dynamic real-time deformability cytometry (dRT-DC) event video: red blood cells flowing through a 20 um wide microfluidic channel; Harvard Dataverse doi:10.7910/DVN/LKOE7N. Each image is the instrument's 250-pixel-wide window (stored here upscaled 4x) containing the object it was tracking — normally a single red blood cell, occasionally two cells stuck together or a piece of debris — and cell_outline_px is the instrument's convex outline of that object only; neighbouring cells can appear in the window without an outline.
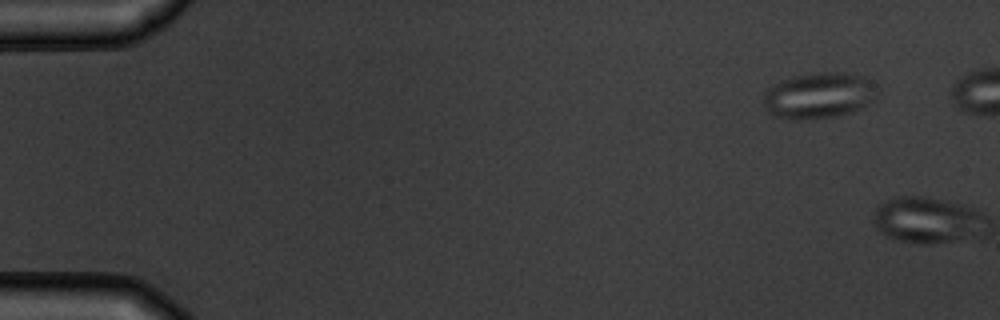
{"species": "common noctule bat (a hibernating species)", "species_latin": "Nyctalus noctula", "temperature_condition": "warm", "stored_images_in_passage": 2, "camera_frame_rate_fps": 3000, "um_per_image_px": 0.085, "animal": {"sex": "male", "body_mass_g": 19.5, "forearm_length_mm": 54.6}, "frame": {"image": 1, "passage_image": 1, "time_ms": 0.0, "image_size_px": [1000, 320], "cell_outline_px": [[872, 84], [868, 100], [864, 108], [852, 112], [836, 116], [812, 120], [788, 120], [776, 116], [768, 112], [764, 108], [764, 92], [768, 88], [792, 76], [816, 72], [844, 72], [864, 76], [872, 80]], "centroid_in_image_um": [69.5, 8.13], "position_along_channel_um": 15.5, "area_um2": 30.23}}